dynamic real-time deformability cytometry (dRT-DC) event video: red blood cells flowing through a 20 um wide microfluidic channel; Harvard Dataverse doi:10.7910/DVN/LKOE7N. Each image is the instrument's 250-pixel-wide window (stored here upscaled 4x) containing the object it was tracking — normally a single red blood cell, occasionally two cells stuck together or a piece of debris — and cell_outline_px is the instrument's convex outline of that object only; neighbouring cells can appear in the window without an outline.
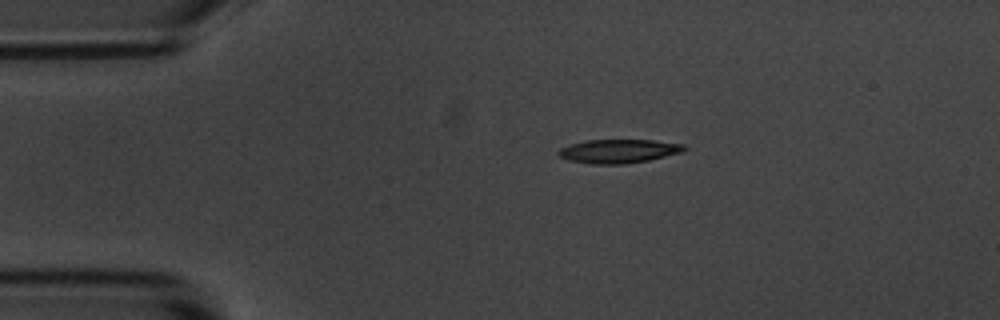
{"species": "common noctule bat (a hibernating species)", "species_latin": "Nyctalus noctula", "temperature_condition": "room temperature", "stored_images_in_passage": 45, "camera_frame_rate_fps": 3000, "um_per_image_px": 0.085, "animal": {"sex": "male", "body_mass_g": 20.1, "forearm_length_mm": 53.5}, "frame": {"image": 1, "passage_image": 1, "time_ms": 0.0, "image_size_px": [1000, 320], "cell_outline_px": [[688, 148], [684, 152], [648, 160], [624, 164], [592, 164], [568, 160], [560, 156], [556, 152], [560, 148], [584, 140], [652, 140], [684, 144]], "centroid_in_image_um": [52.61, 12.84], "position_along_channel_um": 32.4, "area_um2": 17.46}}
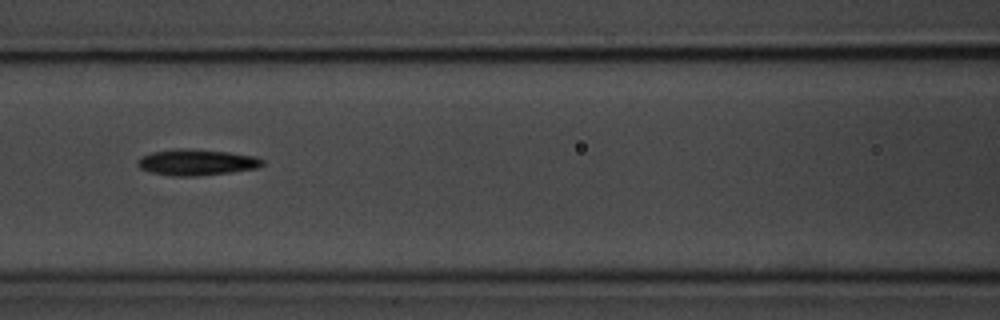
{"frame": {"image": 2, "passage_image": 14, "time_ms": 4.333, "image_size_px": [1000, 320], "cell_outline_px": [[264, 164], [256, 168], [228, 172], [196, 176], [172, 176], [152, 172], [140, 168], [136, 164], [136, 160], [140, 156], [152, 152], [172, 148], [188, 148], [228, 152], [256, 156], [264, 160]], "centroid_in_image_um": [16.66, 13.78], "position_along_channel_um": 149.9, "area_um2": 19.07}}
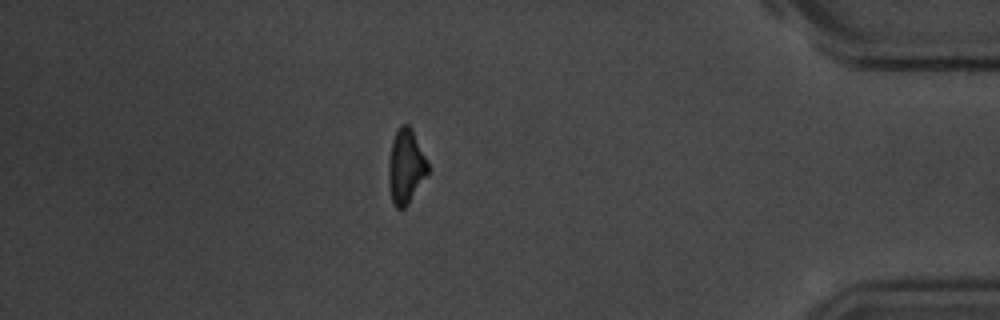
{"frame": {"image": 3, "passage_image": 38, "time_ms": 12.333, "image_size_px": [1000, 320], "cell_outline_px": [[428, 172], [408, 204], [404, 208], [396, 208], [392, 200], [388, 184], [388, 164], [392, 140], [400, 124], [408, 124], [412, 128], [428, 164]], "centroid_in_image_um": [34.47, 14.14], "position_along_channel_um": 400.7, "area_um2": 16.88}, "authors_computed_cell_mechanics": {"area_um2": 17.8024, "velocity_mm_per_s": 3.6421, "shape_relaxation_time_tau1_ms": 3.2822, "shape_relaxation_time_tau2_ms": null, "deformation_change_tau1": 0.1183, "deformation_change_tau2": null}}